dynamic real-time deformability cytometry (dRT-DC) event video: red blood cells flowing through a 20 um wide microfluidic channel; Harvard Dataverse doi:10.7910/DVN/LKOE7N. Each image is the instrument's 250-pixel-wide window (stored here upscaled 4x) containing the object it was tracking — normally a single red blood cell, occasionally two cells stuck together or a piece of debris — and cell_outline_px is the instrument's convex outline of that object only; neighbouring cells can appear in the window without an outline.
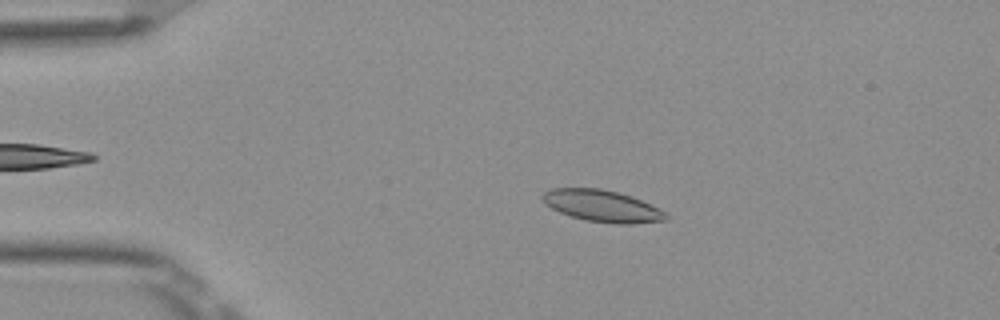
{"species": "Egyptian fruit bat (a non-hibernating species)", "species_latin": "Rousettus aegyptiacus", "temperature_condition": "room temperature", "stored_images_in_passage": 51, "camera_frame_rate_fps": 3000, "um_per_image_px": 0.085, "frame": {"image": 1, "passage_image": 10, "time_ms": 3.0, "image_size_px": [1000, 320], "cell_outline_px": [[668, 220], [632, 224], [620, 224], [588, 220], [572, 216], [560, 212], [544, 204], [540, 196], [544, 192], [552, 188], [600, 188], [632, 196], [664, 212], [668, 216]], "centroid_in_image_um": [51.15, 17.5], "position_along_channel_um": 33.9, "area_um2": 22.54}}
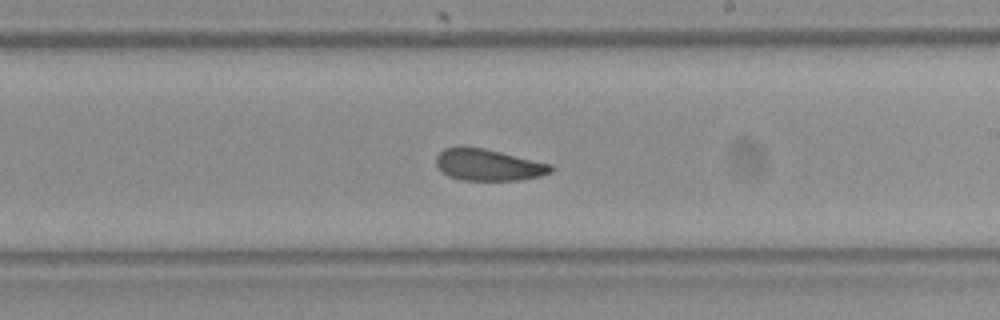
{"frame": {"image": 2, "passage_image": 30, "time_ms": 9.667, "image_size_px": [1000, 320], "cell_outline_px": [[552, 172], [540, 176], [520, 180], [460, 180], [448, 176], [436, 164], [436, 156], [444, 148], [484, 148], [552, 164]], "centroid_in_image_um": [41.53, 14.03], "position_along_channel_um": 247.5, "area_um2": 20.81}}
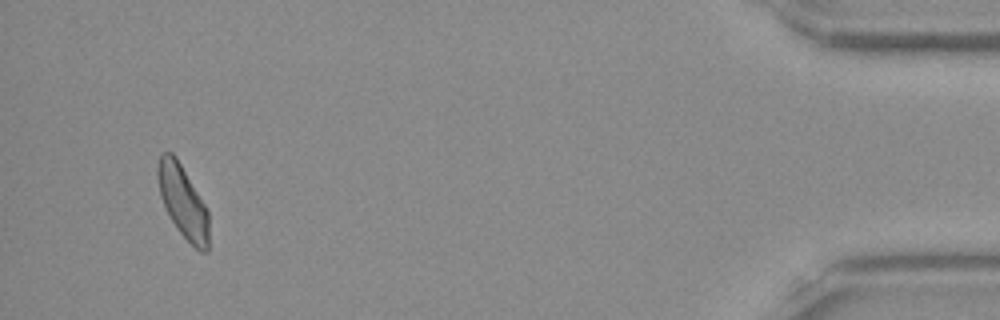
{"frame": {"image": 3, "passage_image": 49, "time_ms": 16.0, "image_size_px": [1000, 320], "cell_outline_px": [[208, 252], [200, 252], [176, 228], [160, 196], [156, 176], [156, 168], [160, 152], [172, 152], [176, 156], [208, 208]], "centroid_in_image_um": [15.53, 17.08], "position_along_channel_um": 419.7, "area_um2": 21.73}, "authors_computed_cell_mechanics": {"area_um2": 22.1374, "velocity_mm_per_s": 3.8885, "shape_relaxation_time_tau1_ms": 5.6099, "shape_relaxation_time_tau2_ms": 2.4445, "deformation_change_tau1": 0.1019, "deformation_change_tau2": 0.0816}}